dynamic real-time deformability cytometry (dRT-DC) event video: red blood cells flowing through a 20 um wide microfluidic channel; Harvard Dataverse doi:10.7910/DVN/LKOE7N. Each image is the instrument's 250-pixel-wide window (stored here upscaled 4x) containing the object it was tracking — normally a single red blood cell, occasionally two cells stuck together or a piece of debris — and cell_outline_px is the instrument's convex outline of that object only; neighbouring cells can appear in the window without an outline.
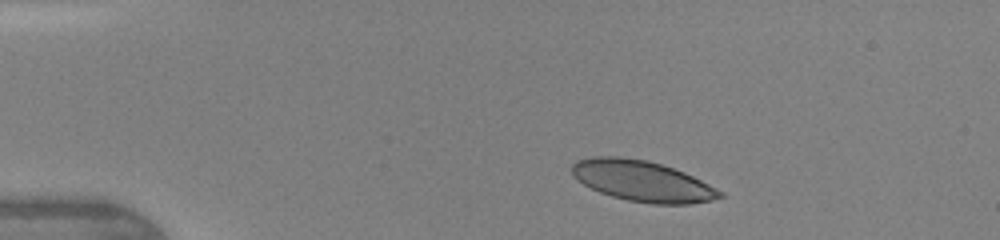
{"species": "human", "species_latin": "Homo sapiens", "temperature_condition": "warm", "stored_images_in_passage": 34, "camera_frame_rate_fps": 3000, "um_per_image_px": 0.085, "donor": {"sex": "female"}, "frame": {"image": 1, "passage_image": 1, "time_ms": 0.0, "image_size_px": [1000, 240], "cell_outline_px": [[724, 196], [712, 200], [688, 204], [652, 204], [628, 200], [612, 196], [600, 192], [576, 180], [572, 172], [572, 164], [576, 160], [592, 156], [620, 156], [648, 160], [684, 172], [724, 192]], "centroid_in_image_um": [54.58, 15.38], "position_along_channel_um": 30.4, "area_um2": 35.08}}
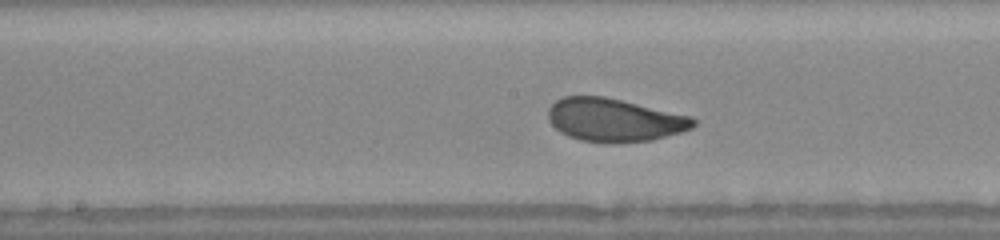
{"frame": {"image": 2, "passage_image": 17, "time_ms": 5.333, "image_size_px": [1000, 240], "cell_outline_px": [[696, 124], [692, 128], [680, 132], [652, 140], [616, 144], [608, 144], [580, 140], [568, 136], [560, 132], [552, 124], [548, 116], [548, 108], [556, 100], [564, 96], [604, 96], [692, 116], [696, 120]], "centroid_in_image_um": [52.22, 10.21], "position_along_channel_um": 196.0, "area_um2": 36.76}}
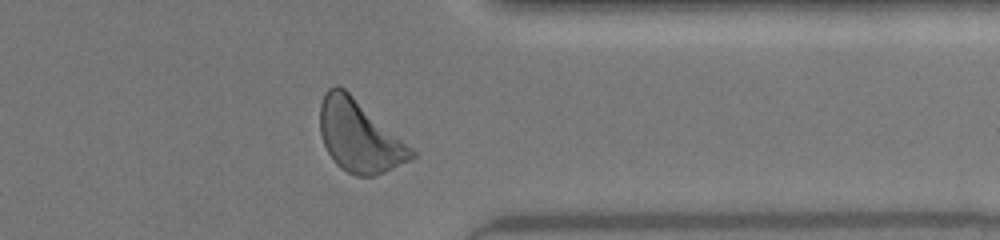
{"frame": {"image": 3, "passage_image": 30, "time_ms": 9.667, "image_size_px": [1000, 240], "cell_outline_px": [[416, 156], [376, 176], [356, 176], [340, 168], [336, 164], [328, 152], [324, 144], [320, 132], [320, 104], [324, 92], [328, 88], [336, 84], [344, 88], [412, 148], [416, 152]], "centroid_in_image_um": [30.5, 11.57], "position_along_channel_um": 380.9, "area_um2": 37.8}, "authors_computed_cell_mechanics": {"area_um2": 36.414, "velocity_mm_per_s": 4.3546, "shape_relaxation_time_tau1_ms": 2.8245, "shape_relaxation_time_tau2_ms": 0.9748, "deformation_change_tau1": 0.1405, "deformation_change_tau2": 0.0777}}